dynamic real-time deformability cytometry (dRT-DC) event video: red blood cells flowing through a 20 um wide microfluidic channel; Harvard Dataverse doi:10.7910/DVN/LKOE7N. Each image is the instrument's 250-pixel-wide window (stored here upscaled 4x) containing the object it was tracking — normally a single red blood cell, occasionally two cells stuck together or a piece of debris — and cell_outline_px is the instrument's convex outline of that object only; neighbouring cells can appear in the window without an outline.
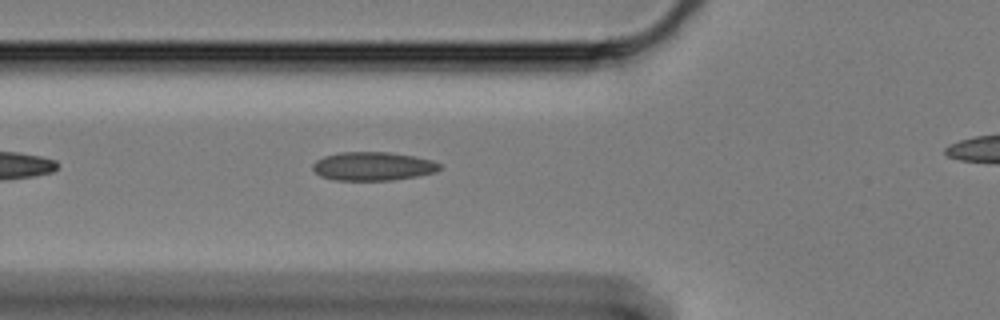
{"species": "Egyptian fruit bat (a non-hibernating species)", "species_latin": "Rousettus aegyptiacus", "temperature_condition": "cold", "stored_images_in_passage": 21, "camera_frame_rate_fps": 3000, "um_per_image_px": 0.085, "animal": {"sex": "female"}, "frame": {"image": 1, "passage_image": 5, "time_ms": 1.333, "image_size_px": [1000, 320], "cell_outline_px": [[440, 168], [436, 172], [416, 176], [392, 180], [332, 180], [320, 176], [312, 168], [312, 164], [316, 160], [324, 156], [340, 152], [388, 152], [412, 156], [432, 160], [440, 164]], "centroid_in_image_um": [31.66, 14.13], "position_along_channel_um": 94.1, "area_um2": 21.1}}
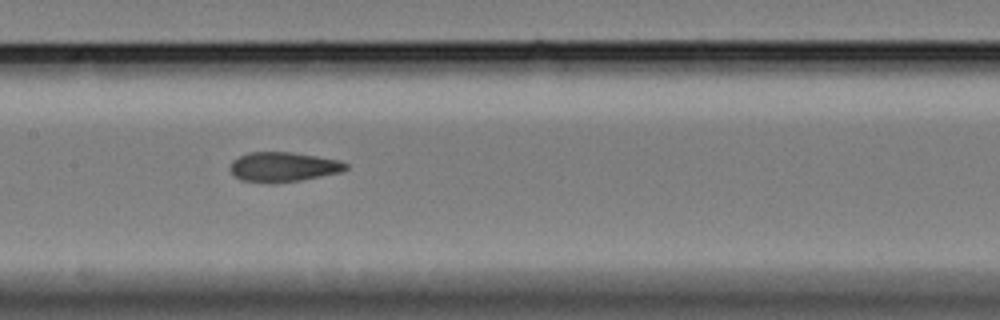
{"frame": {"image": 2, "passage_image": 13, "time_ms": 4.0, "image_size_px": [1000, 320], "cell_outline_px": [[348, 168], [340, 172], [300, 180], [276, 184], [272, 184], [240, 180], [228, 168], [232, 160], [248, 152], [292, 152], [316, 156], [336, 160], [348, 164]], "centroid_in_image_um": [24.02, 14.2], "position_along_channel_um": 183.4, "area_um2": 20.06}}
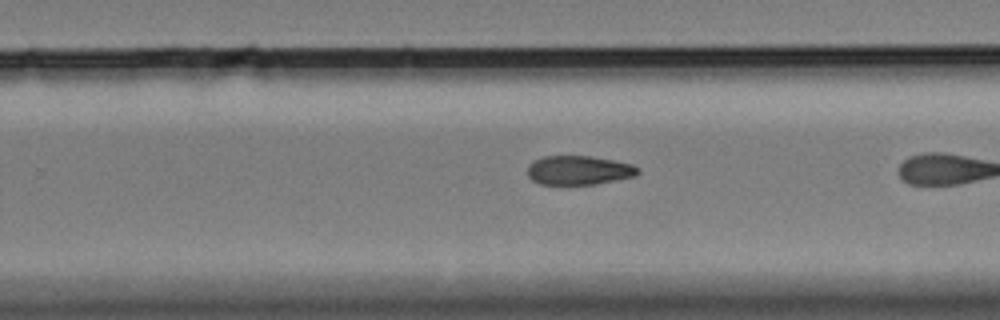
{"frame": {"image": 3, "passage_image": 19, "time_ms": 6.0, "image_size_px": [1000, 320], "cell_outline_px": [[640, 172], [636, 176], [596, 184], [540, 184], [532, 180], [528, 176], [528, 164], [544, 156], [588, 156], [612, 160], [632, 164], [640, 168]], "centroid_in_image_um": [49.22, 14.47], "position_along_channel_um": 280.6, "area_um2": 18.67}}